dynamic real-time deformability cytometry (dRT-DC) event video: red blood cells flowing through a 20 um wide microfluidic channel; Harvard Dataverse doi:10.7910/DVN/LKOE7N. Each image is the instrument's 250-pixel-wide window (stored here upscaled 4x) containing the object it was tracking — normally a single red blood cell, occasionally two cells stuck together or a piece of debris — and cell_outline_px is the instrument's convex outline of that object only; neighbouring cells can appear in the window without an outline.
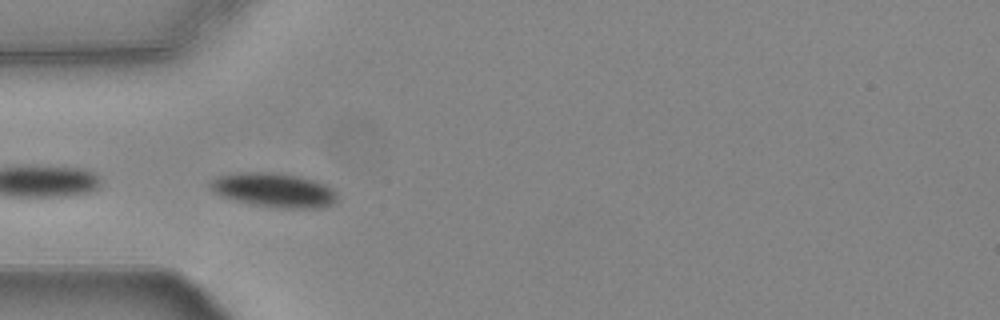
{"species": "common noctule bat (a hibernating species)", "species_latin": "Nyctalus noctula", "temperature_condition": "warm", "stored_images_in_passage": 16, "camera_frame_rate_fps": 3000, "um_per_image_px": 0.085, "animal": {"sex": "female", "body_mass_g": 24.6, "forearm_length_mm": 56.2}, "frame": {"image": 1, "passage_image": 10, "time_ms": 3.0, "image_size_px": [1000, 320], "cell_outline_px": [[340, 200], [324, 208], [284, 208], [252, 204], [236, 200], [224, 196], [208, 188], [208, 184], [216, 176], [240, 172], [268, 172], [296, 176], [316, 180], [328, 184], [336, 192]], "centroid_in_image_um": [23.35, 16.16], "position_along_channel_um": 61.7, "area_um2": 25.43}}